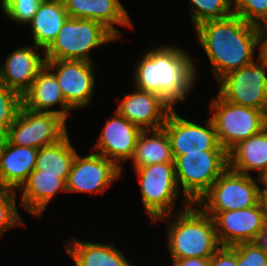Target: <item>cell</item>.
<instances>
[{
  "instance_id": "obj_1",
  "label": "cell",
  "mask_w": 267,
  "mask_h": 266,
  "mask_svg": "<svg viewBox=\"0 0 267 266\" xmlns=\"http://www.w3.org/2000/svg\"><path fill=\"white\" fill-rule=\"evenodd\" d=\"M143 55L135 66L134 88L158 94L173 108L185 101L198 80L192 55L173 45H160Z\"/></svg>"
},
{
  "instance_id": "obj_2",
  "label": "cell",
  "mask_w": 267,
  "mask_h": 266,
  "mask_svg": "<svg viewBox=\"0 0 267 266\" xmlns=\"http://www.w3.org/2000/svg\"><path fill=\"white\" fill-rule=\"evenodd\" d=\"M194 32L217 82L227 73L250 65L256 57V26L235 14L222 20L203 22Z\"/></svg>"
},
{
  "instance_id": "obj_3",
  "label": "cell",
  "mask_w": 267,
  "mask_h": 266,
  "mask_svg": "<svg viewBox=\"0 0 267 266\" xmlns=\"http://www.w3.org/2000/svg\"><path fill=\"white\" fill-rule=\"evenodd\" d=\"M160 217L154 221L167 222V248L172 260L184 258H211L221 247L211 216L196 204L184 210ZM173 217V221L170 218ZM171 221V222H168ZM170 223V224H169Z\"/></svg>"
},
{
  "instance_id": "obj_4",
  "label": "cell",
  "mask_w": 267,
  "mask_h": 266,
  "mask_svg": "<svg viewBox=\"0 0 267 266\" xmlns=\"http://www.w3.org/2000/svg\"><path fill=\"white\" fill-rule=\"evenodd\" d=\"M177 185L182 188V210L196 204L228 168L226 150H205L173 156Z\"/></svg>"
},
{
  "instance_id": "obj_5",
  "label": "cell",
  "mask_w": 267,
  "mask_h": 266,
  "mask_svg": "<svg viewBox=\"0 0 267 266\" xmlns=\"http://www.w3.org/2000/svg\"><path fill=\"white\" fill-rule=\"evenodd\" d=\"M117 39L119 38L101 22L68 17L56 39L43 53L46 60L93 62L89 55L92 49Z\"/></svg>"
},
{
  "instance_id": "obj_6",
  "label": "cell",
  "mask_w": 267,
  "mask_h": 266,
  "mask_svg": "<svg viewBox=\"0 0 267 266\" xmlns=\"http://www.w3.org/2000/svg\"><path fill=\"white\" fill-rule=\"evenodd\" d=\"M210 107L218 142L227 152L267 127L264 111L233 104L219 93L211 99Z\"/></svg>"
},
{
  "instance_id": "obj_7",
  "label": "cell",
  "mask_w": 267,
  "mask_h": 266,
  "mask_svg": "<svg viewBox=\"0 0 267 266\" xmlns=\"http://www.w3.org/2000/svg\"><path fill=\"white\" fill-rule=\"evenodd\" d=\"M258 181V182H257ZM260 178L227 168L199 199L196 205L203 212H224L245 209L260 201Z\"/></svg>"
},
{
  "instance_id": "obj_8",
  "label": "cell",
  "mask_w": 267,
  "mask_h": 266,
  "mask_svg": "<svg viewBox=\"0 0 267 266\" xmlns=\"http://www.w3.org/2000/svg\"><path fill=\"white\" fill-rule=\"evenodd\" d=\"M139 182L142 203L151 222L174 214L180 195L174 163H158L134 169Z\"/></svg>"
},
{
  "instance_id": "obj_9",
  "label": "cell",
  "mask_w": 267,
  "mask_h": 266,
  "mask_svg": "<svg viewBox=\"0 0 267 266\" xmlns=\"http://www.w3.org/2000/svg\"><path fill=\"white\" fill-rule=\"evenodd\" d=\"M66 122L55 113L34 112L21 106L5 139L11 144L39 149L63 139L68 134Z\"/></svg>"
},
{
  "instance_id": "obj_10",
  "label": "cell",
  "mask_w": 267,
  "mask_h": 266,
  "mask_svg": "<svg viewBox=\"0 0 267 266\" xmlns=\"http://www.w3.org/2000/svg\"><path fill=\"white\" fill-rule=\"evenodd\" d=\"M217 84L218 93L225 100L267 114V66L259 58L248 66L227 73Z\"/></svg>"
},
{
  "instance_id": "obj_11",
  "label": "cell",
  "mask_w": 267,
  "mask_h": 266,
  "mask_svg": "<svg viewBox=\"0 0 267 266\" xmlns=\"http://www.w3.org/2000/svg\"><path fill=\"white\" fill-rule=\"evenodd\" d=\"M121 171L113 161L94 150L86 156L77 153L66 180V190L68 193L104 194L121 177Z\"/></svg>"
},
{
  "instance_id": "obj_12",
  "label": "cell",
  "mask_w": 267,
  "mask_h": 266,
  "mask_svg": "<svg viewBox=\"0 0 267 266\" xmlns=\"http://www.w3.org/2000/svg\"><path fill=\"white\" fill-rule=\"evenodd\" d=\"M95 62L85 60H46L55 75L67 105L73 109L89 106L95 88Z\"/></svg>"
},
{
  "instance_id": "obj_13",
  "label": "cell",
  "mask_w": 267,
  "mask_h": 266,
  "mask_svg": "<svg viewBox=\"0 0 267 266\" xmlns=\"http://www.w3.org/2000/svg\"><path fill=\"white\" fill-rule=\"evenodd\" d=\"M200 125L177 114L173 108L167 116L163 128L170 141L173 156L205 150H225L218 142L215 126L211 118Z\"/></svg>"
},
{
  "instance_id": "obj_14",
  "label": "cell",
  "mask_w": 267,
  "mask_h": 266,
  "mask_svg": "<svg viewBox=\"0 0 267 266\" xmlns=\"http://www.w3.org/2000/svg\"><path fill=\"white\" fill-rule=\"evenodd\" d=\"M204 213L213 219L220 246L256 242L266 223L260 202L245 209Z\"/></svg>"
},
{
  "instance_id": "obj_15",
  "label": "cell",
  "mask_w": 267,
  "mask_h": 266,
  "mask_svg": "<svg viewBox=\"0 0 267 266\" xmlns=\"http://www.w3.org/2000/svg\"><path fill=\"white\" fill-rule=\"evenodd\" d=\"M119 101L115 109L128 121L138 126L141 130H155L163 128L167 116L173 107L158 94L142 91L135 88L132 93Z\"/></svg>"
},
{
  "instance_id": "obj_16",
  "label": "cell",
  "mask_w": 267,
  "mask_h": 266,
  "mask_svg": "<svg viewBox=\"0 0 267 266\" xmlns=\"http://www.w3.org/2000/svg\"><path fill=\"white\" fill-rule=\"evenodd\" d=\"M141 131L138 126L115 110L114 117L106 120L97 142L93 146L95 153L113 161L122 169L121 162L132 158Z\"/></svg>"
},
{
  "instance_id": "obj_17",
  "label": "cell",
  "mask_w": 267,
  "mask_h": 266,
  "mask_svg": "<svg viewBox=\"0 0 267 266\" xmlns=\"http://www.w3.org/2000/svg\"><path fill=\"white\" fill-rule=\"evenodd\" d=\"M38 46L19 47L7 55L0 64V81L21 96L30 88L37 74L46 64L45 56H40ZM37 50V51H36Z\"/></svg>"
},
{
  "instance_id": "obj_18",
  "label": "cell",
  "mask_w": 267,
  "mask_h": 266,
  "mask_svg": "<svg viewBox=\"0 0 267 266\" xmlns=\"http://www.w3.org/2000/svg\"><path fill=\"white\" fill-rule=\"evenodd\" d=\"M65 9L70 18L90 19L101 22L118 38L122 36L115 25L134 27L120 0H66Z\"/></svg>"
},
{
  "instance_id": "obj_19",
  "label": "cell",
  "mask_w": 267,
  "mask_h": 266,
  "mask_svg": "<svg viewBox=\"0 0 267 266\" xmlns=\"http://www.w3.org/2000/svg\"><path fill=\"white\" fill-rule=\"evenodd\" d=\"M57 104L60 109L54 110L53 106ZM22 106L34 112L55 113L65 120L72 111L65 101L55 75L46 66L37 74L30 88L23 94Z\"/></svg>"
},
{
  "instance_id": "obj_20",
  "label": "cell",
  "mask_w": 267,
  "mask_h": 266,
  "mask_svg": "<svg viewBox=\"0 0 267 266\" xmlns=\"http://www.w3.org/2000/svg\"><path fill=\"white\" fill-rule=\"evenodd\" d=\"M17 191L22 193L18 205L33 217H41L58 192H67L66 180L58 175L41 174V170L34 169Z\"/></svg>"
},
{
  "instance_id": "obj_21",
  "label": "cell",
  "mask_w": 267,
  "mask_h": 266,
  "mask_svg": "<svg viewBox=\"0 0 267 266\" xmlns=\"http://www.w3.org/2000/svg\"><path fill=\"white\" fill-rule=\"evenodd\" d=\"M38 149L9 143L6 139L0 154V188L16 191L36 167Z\"/></svg>"
},
{
  "instance_id": "obj_22",
  "label": "cell",
  "mask_w": 267,
  "mask_h": 266,
  "mask_svg": "<svg viewBox=\"0 0 267 266\" xmlns=\"http://www.w3.org/2000/svg\"><path fill=\"white\" fill-rule=\"evenodd\" d=\"M228 167L251 175L256 171L260 178L267 170V127L261 132L239 142L228 152Z\"/></svg>"
},
{
  "instance_id": "obj_23",
  "label": "cell",
  "mask_w": 267,
  "mask_h": 266,
  "mask_svg": "<svg viewBox=\"0 0 267 266\" xmlns=\"http://www.w3.org/2000/svg\"><path fill=\"white\" fill-rule=\"evenodd\" d=\"M65 247L75 266H133L112 243L83 242L74 237Z\"/></svg>"
},
{
  "instance_id": "obj_24",
  "label": "cell",
  "mask_w": 267,
  "mask_h": 266,
  "mask_svg": "<svg viewBox=\"0 0 267 266\" xmlns=\"http://www.w3.org/2000/svg\"><path fill=\"white\" fill-rule=\"evenodd\" d=\"M68 17L64 3L42 0L28 23L32 30L34 45L45 51L56 39Z\"/></svg>"
},
{
  "instance_id": "obj_25",
  "label": "cell",
  "mask_w": 267,
  "mask_h": 266,
  "mask_svg": "<svg viewBox=\"0 0 267 266\" xmlns=\"http://www.w3.org/2000/svg\"><path fill=\"white\" fill-rule=\"evenodd\" d=\"M134 169L158 163H174L170 141L164 128L142 130L132 158Z\"/></svg>"
},
{
  "instance_id": "obj_26",
  "label": "cell",
  "mask_w": 267,
  "mask_h": 266,
  "mask_svg": "<svg viewBox=\"0 0 267 266\" xmlns=\"http://www.w3.org/2000/svg\"><path fill=\"white\" fill-rule=\"evenodd\" d=\"M70 141L67 134L59 142L39 148L35 169L41 170V174L58 175L67 180L77 155Z\"/></svg>"
},
{
  "instance_id": "obj_27",
  "label": "cell",
  "mask_w": 267,
  "mask_h": 266,
  "mask_svg": "<svg viewBox=\"0 0 267 266\" xmlns=\"http://www.w3.org/2000/svg\"><path fill=\"white\" fill-rule=\"evenodd\" d=\"M193 28L203 22L222 20L232 14V0H189Z\"/></svg>"
},
{
  "instance_id": "obj_28",
  "label": "cell",
  "mask_w": 267,
  "mask_h": 266,
  "mask_svg": "<svg viewBox=\"0 0 267 266\" xmlns=\"http://www.w3.org/2000/svg\"><path fill=\"white\" fill-rule=\"evenodd\" d=\"M22 106V96L0 81V136L6 137Z\"/></svg>"
},
{
  "instance_id": "obj_29",
  "label": "cell",
  "mask_w": 267,
  "mask_h": 266,
  "mask_svg": "<svg viewBox=\"0 0 267 266\" xmlns=\"http://www.w3.org/2000/svg\"><path fill=\"white\" fill-rule=\"evenodd\" d=\"M15 191L0 188V237L7 230L24 224L16 205Z\"/></svg>"
},
{
  "instance_id": "obj_30",
  "label": "cell",
  "mask_w": 267,
  "mask_h": 266,
  "mask_svg": "<svg viewBox=\"0 0 267 266\" xmlns=\"http://www.w3.org/2000/svg\"><path fill=\"white\" fill-rule=\"evenodd\" d=\"M42 0H1V11L7 19L28 26Z\"/></svg>"
},
{
  "instance_id": "obj_31",
  "label": "cell",
  "mask_w": 267,
  "mask_h": 266,
  "mask_svg": "<svg viewBox=\"0 0 267 266\" xmlns=\"http://www.w3.org/2000/svg\"><path fill=\"white\" fill-rule=\"evenodd\" d=\"M232 6L245 22L255 26L267 22V0H232Z\"/></svg>"
},
{
  "instance_id": "obj_32",
  "label": "cell",
  "mask_w": 267,
  "mask_h": 266,
  "mask_svg": "<svg viewBox=\"0 0 267 266\" xmlns=\"http://www.w3.org/2000/svg\"><path fill=\"white\" fill-rule=\"evenodd\" d=\"M232 247L237 253V266H267V251L257 242H242Z\"/></svg>"
},
{
  "instance_id": "obj_33",
  "label": "cell",
  "mask_w": 267,
  "mask_h": 266,
  "mask_svg": "<svg viewBox=\"0 0 267 266\" xmlns=\"http://www.w3.org/2000/svg\"><path fill=\"white\" fill-rule=\"evenodd\" d=\"M209 266H237V253L232 246H221L210 258Z\"/></svg>"
},
{
  "instance_id": "obj_34",
  "label": "cell",
  "mask_w": 267,
  "mask_h": 266,
  "mask_svg": "<svg viewBox=\"0 0 267 266\" xmlns=\"http://www.w3.org/2000/svg\"><path fill=\"white\" fill-rule=\"evenodd\" d=\"M258 58L267 66V22L256 26Z\"/></svg>"
},
{
  "instance_id": "obj_35",
  "label": "cell",
  "mask_w": 267,
  "mask_h": 266,
  "mask_svg": "<svg viewBox=\"0 0 267 266\" xmlns=\"http://www.w3.org/2000/svg\"><path fill=\"white\" fill-rule=\"evenodd\" d=\"M173 266H209L210 258H184L172 260Z\"/></svg>"
},
{
  "instance_id": "obj_36",
  "label": "cell",
  "mask_w": 267,
  "mask_h": 266,
  "mask_svg": "<svg viewBox=\"0 0 267 266\" xmlns=\"http://www.w3.org/2000/svg\"><path fill=\"white\" fill-rule=\"evenodd\" d=\"M256 242L267 251V222L265 223L264 228L260 232L259 238Z\"/></svg>"
},
{
  "instance_id": "obj_37",
  "label": "cell",
  "mask_w": 267,
  "mask_h": 266,
  "mask_svg": "<svg viewBox=\"0 0 267 266\" xmlns=\"http://www.w3.org/2000/svg\"><path fill=\"white\" fill-rule=\"evenodd\" d=\"M260 204L264 213L265 221L267 222V190H260Z\"/></svg>"
},
{
  "instance_id": "obj_38",
  "label": "cell",
  "mask_w": 267,
  "mask_h": 266,
  "mask_svg": "<svg viewBox=\"0 0 267 266\" xmlns=\"http://www.w3.org/2000/svg\"><path fill=\"white\" fill-rule=\"evenodd\" d=\"M260 182H261V186H263V188H261L260 190H267V170L266 172L260 177Z\"/></svg>"
},
{
  "instance_id": "obj_39",
  "label": "cell",
  "mask_w": 267,
  "mask_h": 266,
  "mask_svg": "<svg viewBox=\"0 0 267 266\" xmlns=\"http://www.w3.org/2000/svg\"><path fill=\"white\" fill-rule=\"evenodd\" d=\"M4 142H5V137L0 136V154H1V150L4 145Z\"/></svg>"
},
{
  "instance_id": "obj_40",
  "label": "cell",
  "mask_w": 267,
  "mask_h": 266,
  "mask_svg": "<svg viewBox=\"0 0 267 266\" xmlns=\"http://www.w3.org/2000/svg\"><path fill=\"white\" fill-rule=\"evenodd\" d=\"M44 1H53V2L64 3L66 0H44Z\"/></svg>"
}]
</instances>
